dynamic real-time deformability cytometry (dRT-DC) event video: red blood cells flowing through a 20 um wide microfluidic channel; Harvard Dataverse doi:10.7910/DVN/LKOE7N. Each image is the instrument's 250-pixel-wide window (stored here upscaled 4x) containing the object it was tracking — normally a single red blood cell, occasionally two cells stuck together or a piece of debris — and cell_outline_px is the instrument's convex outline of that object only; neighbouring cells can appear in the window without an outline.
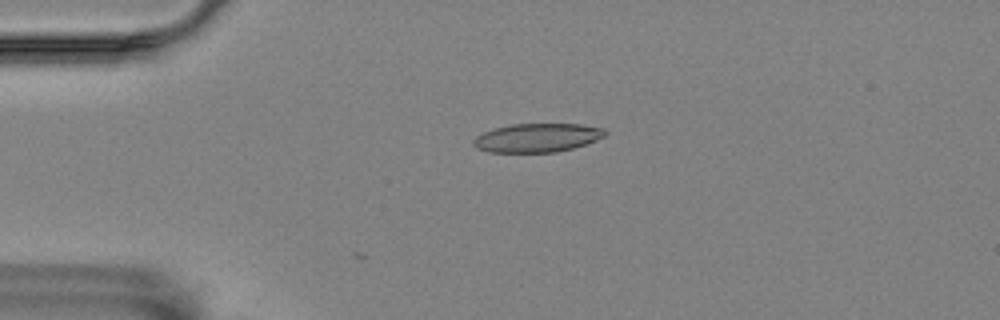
{"species": "Egyptian fruit bat (a non-hibernating species)", "species_latin": "Rousettus aegyptiacus", "temperature_condition": "room temperature", "stored_images_in_passage": 2, "camera_frame_rate_fps": 3000, "um_per_image_px": 0.085, "animal": {"sex": "female"}, "frame": {"image": 1, "passage_image": 2, "time_ms": 0.333, "image_size_px": [1000, 320], "cell_outline_px": [[608, 132], [604, 136], [596, 140], [572, 148], [556, 152], [488, 152], [476, 148], [472, 144], [472, 140], [476, 136], [484, 132], [496, 128], [512, 124], [580, 124], [604, 128]], "centroid_in_image_um": [45.65, 11.71], "position_along_channel_um": 39.4, "area_um2": 21.96}}